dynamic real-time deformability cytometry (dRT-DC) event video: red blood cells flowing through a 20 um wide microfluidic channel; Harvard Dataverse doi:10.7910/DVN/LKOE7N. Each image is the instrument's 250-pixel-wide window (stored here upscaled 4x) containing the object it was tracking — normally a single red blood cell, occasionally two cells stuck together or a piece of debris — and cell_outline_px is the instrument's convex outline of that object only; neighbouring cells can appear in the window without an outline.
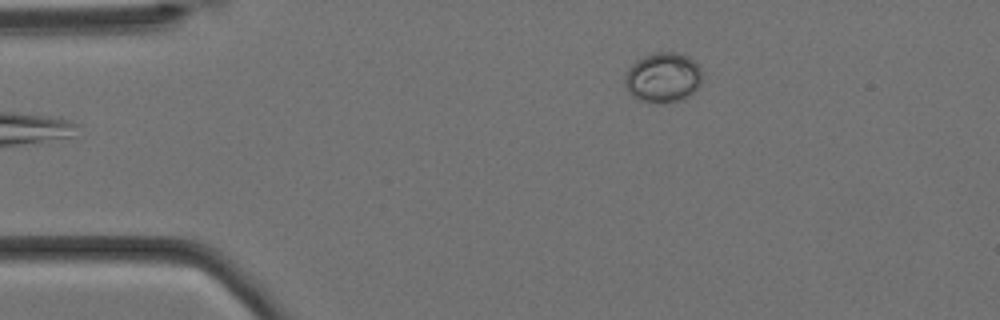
{"species": "Egyptian fruit bat (a non-hibernating species)", "species_latin": "Rousettus aegyptiacus", "temperature_condition": "cold", "stored_images_in_passage": 5, "camera_frame_rate_fps": 3000, "um_per_image_px": 0.085, "animal": {"sex": "female"}, "frame": {"image": 1, "passage_image": 5, "time_ms": 1.333, "image_size_px": [1000, 320], "cell_outline_px": [[700, 84], [696, 92], [684, 100], [644, 100], [628, 92], [624, 84], [624, 76], [628, 68], [636, 60], [644, 56], [656, 52], [676, 52], [688, 56], [700, 68]], "centroid_in_image_um": [56.36, 6.54], "position_along_channel_um": 28.6, "area_um2": 22.02}}